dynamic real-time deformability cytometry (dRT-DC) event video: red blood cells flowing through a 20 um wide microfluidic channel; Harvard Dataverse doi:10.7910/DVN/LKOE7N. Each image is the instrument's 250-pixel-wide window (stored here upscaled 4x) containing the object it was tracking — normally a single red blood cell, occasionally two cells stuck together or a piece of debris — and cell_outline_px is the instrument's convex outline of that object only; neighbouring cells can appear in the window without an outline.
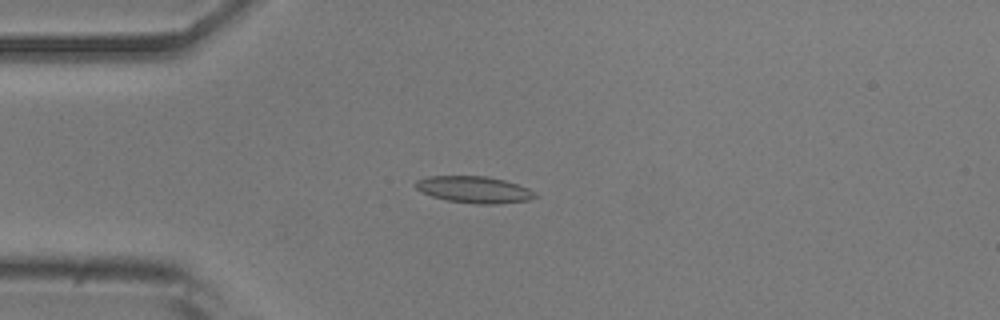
{"species": "common noctule bat (a hibernating species)", "species_latin": "Nyctalus noctula", "temperature_condition": "room temperature", "stored_images_in_passage": 42, "camera_frame_rate_fps": 3000, "um_per_image_px": 0.085, "animal": {"sex": "male", "body_mass_g": 20.5, "forearm_length_mm": 52.5}, "frame": {"image": 1, "passage_image": 12, "time_ms": 3.667, "image_size_px": [1000, 320], "cell_outline_px": [[540, 196], [528, 200], [496, 204], [476, 204], [448, 200], [432, 196], [416, 188], [416, 180], [428, 176], [488, 176], [504, 180], [528, 188], [536, 192]], "centroid_in_image_um": [40.35, 16.11], "position_along_channel_um": 44.7, "area_um2": 18.5}}
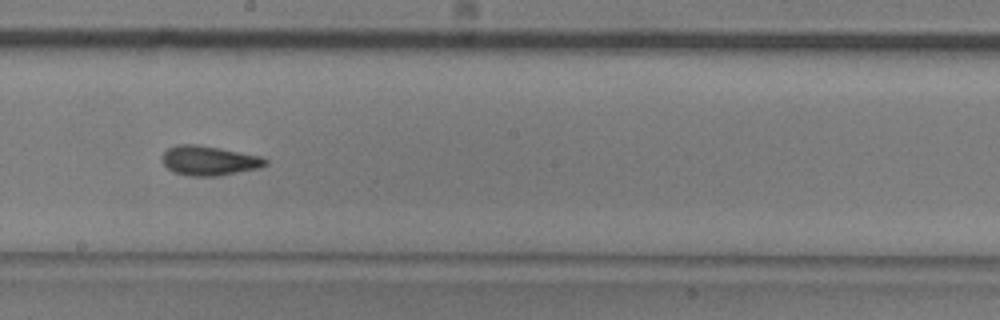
{"frame": {"image": 2, "passage_image": 28, "time_ms": 9.0, "image_size_px": [1000, 320], "cell_outline_px": [[268, 164], [256, 168], [216, 176], [192, 176], [172, 172], [164, 164], [164, 152], [168, 148], [176, 144], [196, 144], [220, 148], [260, 156], [268, 160]], "centroid_in_image_um": [17.76, 13.64], "position_along_channel_um": 230.4, "area_um2": 17.51}}
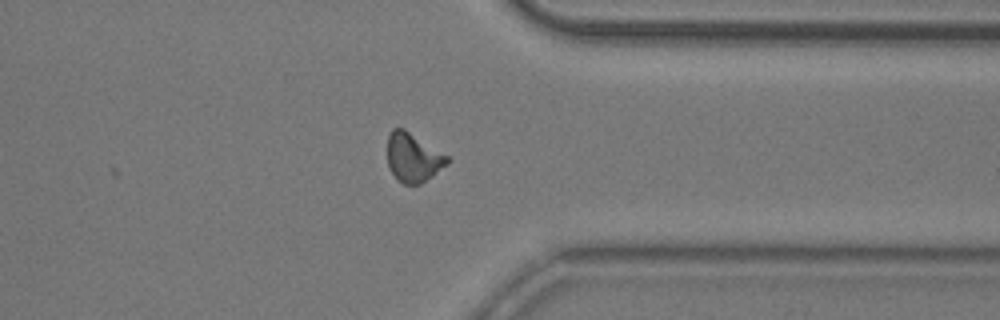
{"frame": {"image": 3, "passage_image": 40, "time_ms": 13.0, "image_size_px": [1000, 320], "cell_outline_px": [[452, 160], [448, 164], [432, 176], [420, 184], [404, 184], [392, 172], [388, 164], [388, 136], [392, 128], [404, 128], [448, 156]], "centroid_in_image_um": [35.14, 13.37], "position_along_channel_um": 376.3, "area_um2": 16.88}, "authors_computed_cell_mechanics": {"area_um2": 17.5134, "velocity_mm_per_s": 3.7826, "shape_relaxation_time_tau1_ms": 6.2325, "shape_relaxation_time_tau2_ms": 2.6205, "deformation_change_tau1": 0.1613, "deformation_change_tau2": 0.0954}}